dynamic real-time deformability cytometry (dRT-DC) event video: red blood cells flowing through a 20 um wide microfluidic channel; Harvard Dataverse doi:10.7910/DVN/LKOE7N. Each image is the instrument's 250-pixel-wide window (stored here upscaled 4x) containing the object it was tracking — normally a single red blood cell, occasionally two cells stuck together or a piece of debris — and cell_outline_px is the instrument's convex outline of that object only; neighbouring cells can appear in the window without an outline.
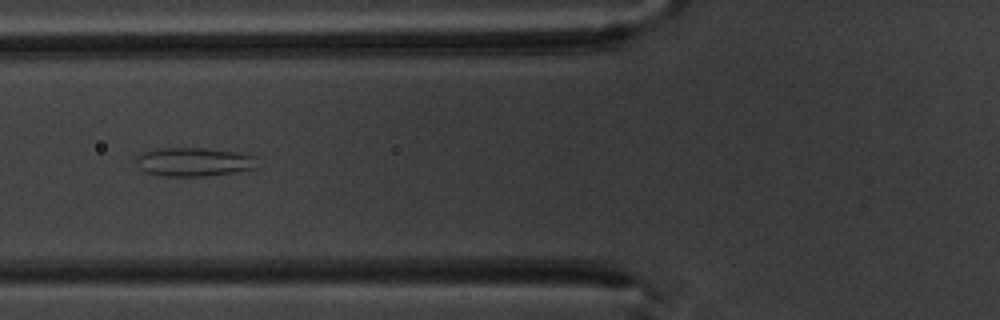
{"species": "common noctule bat (a hibernating species)", "species_latin": "Nyctalus noctula", "temperature_condition": "warm", "stored_images_in_passage": 11, "camera_frame_rate_fps": 3000, "um_per_image_px": 0.085, "animal": {"sex": "male", "body_mass_g": 20.1, "forearm_length_mm": 53.5}, "frame": {"image": 1, "passage_image": 2, "time_ms": 1.333, "image_size_px": [1000, 320], "cell_outline_px": [[256, 168], [236, 172], [204, 176], [164, 176], [144, 172], [136, 164], [136, 156], [140, 152], [160, 148], [200, 148], [236, 152], [252, 156]], "centroid_in_image_um": [16.38, 13.77], "position_along_channel_um": 109.4, "area_um2": 20.11}}
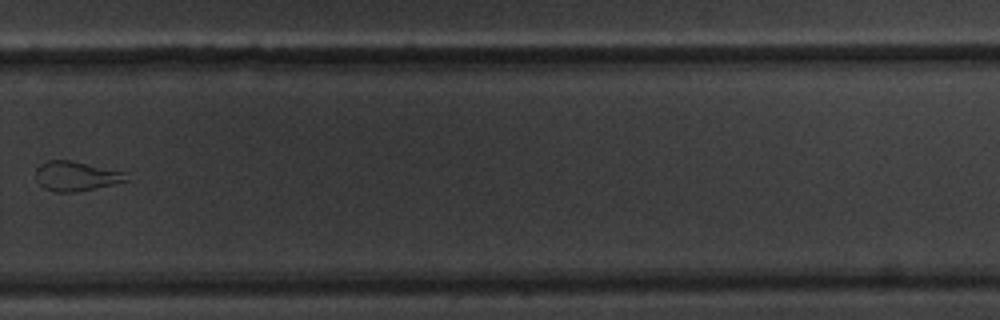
{"frame": {"image": 2, "passage_image": 7, "time_ms": 7.0, "image_size_px": [1000, 320], "cell_outline_px": [[132, 180], [76, 192], [56, 192], [44, 188], [36, 180], [36, 168], [40, 164], [48, 160], [72, 160], [128, 172]], "centroid_in_image_um": [6.53, 14.96], "position_along_channel_um": 323.3, "area_um2": 15.95}}
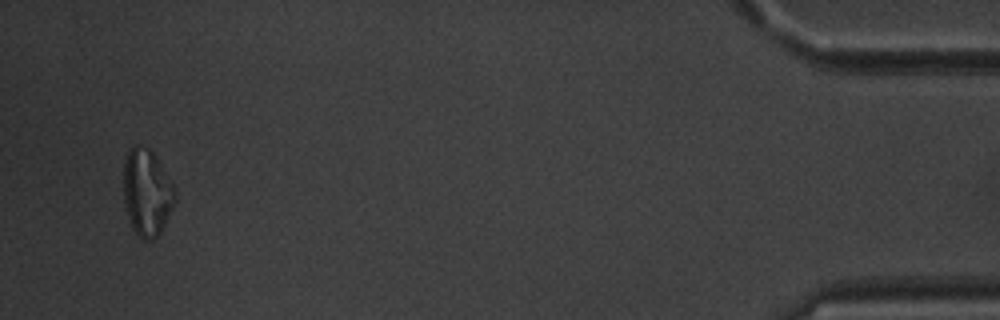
{"frame": {"image": 3, "passage_image": 11, "time_ms": 11.667, "image_size_px": [1000, 320], "cell_outline_px": [[176, 200], [160, 232], [152, 240], [144, 240], [132, 228], [128, 216], [124, 200], [124, 160], [128, 152], [136, 144], [140, 144], [148, 148], [156, 156], [176, 188]], "centroid_in_image_um": [12.5, 16.33], "position_along_channel_um": 422.7, "area_um2": 25.89}, "authors_computed_cell_mechanics": {"area_um2": 17.5712, "velocity_mm_per_s": 3.7767, "shape_relaxation_time_tau1_ms": null, "shape_relaxation_time_tau2_ms": 1.7854, "deformation_change_tau1": null, "deformation_change_tau2": 0.0908}}